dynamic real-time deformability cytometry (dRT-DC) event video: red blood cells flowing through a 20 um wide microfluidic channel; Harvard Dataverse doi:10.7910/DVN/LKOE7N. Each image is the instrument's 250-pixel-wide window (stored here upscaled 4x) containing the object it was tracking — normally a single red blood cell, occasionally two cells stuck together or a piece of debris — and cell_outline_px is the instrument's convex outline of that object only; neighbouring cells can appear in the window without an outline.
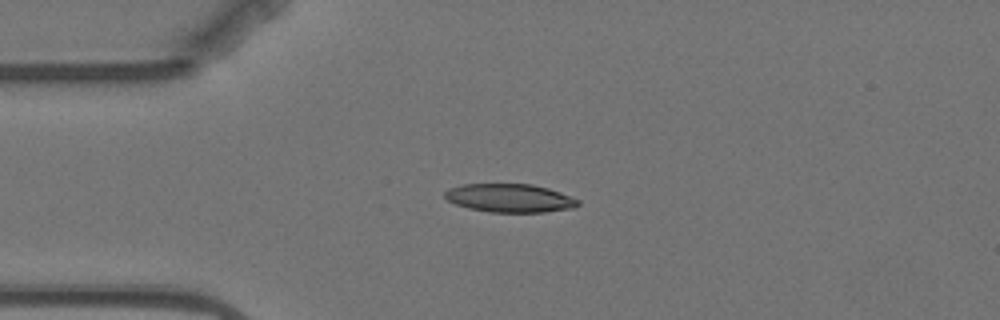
{"species": "Egyptian fruit bat (a non-hibernating species)", "species_latin": "Rousettus aegyptiacus", "temperature_condition": "warm", "stored_images_in_passage": 6, "camera_frame_rate_fps": 3000, "um_per_image_px": 0.085, "animal": {"sex": "female"}, "frame": {"image": 1, "passage_image": 2, "time_ms": 1.0, "image_size_px": [1000, 320], "cell_outline_px": [[580, 204], [572, 208], [544, 212], [488, 212], [468, 208], [456, 204], [448, 200], [444, 196], [444, 192], [448, 188], [460, 184], [532, 184], [548, 188], [560, 192], [580, 200]], "centroid_in_image_um": [43.31, 16.83], "position_along_channel_um": 41.7, "area_um2": 22.14}}
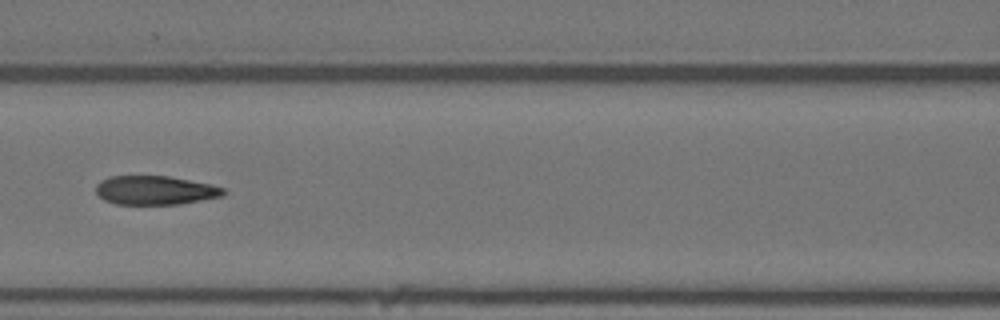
{"frame": {"image": 2, "passage_image": 5, "time_ms": 4.667, "image_size_px": [1000, 320], "cell_outline_px": [[228, 192], [224, 196], [180, 204], [116, 204], [104, 200], [96, 192], [96, 184], [100, 180], [108, 176], [168, 176], [208, 184], [224, 188]], "centroid_in_image_um": [13.18, 16.17], "position_along_channel_um": 153.4, "area_um2": 21.5}}
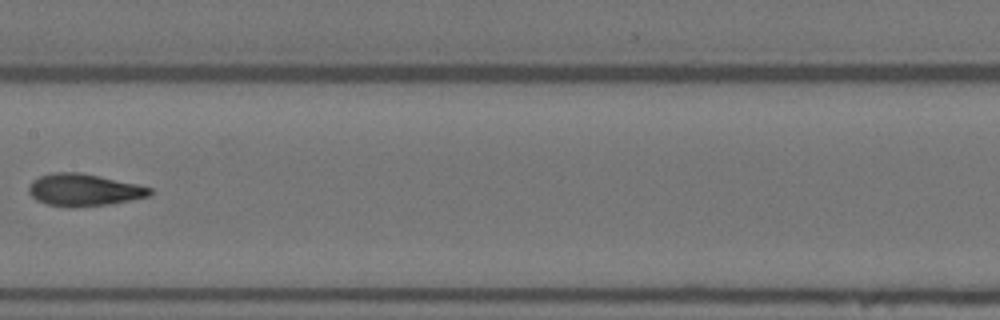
{"frame": {"image": 3, "passage_image": 6, "time_ms": 6.0, "image_size_px": [1000, 320], "cell_outline_px": [[152, 192], [148, 196], [108, 204], [72, 208], [68, 208], [48, 204], [36, 200], [28, 192], [28, 188], [32, 180], [40, 176], [52, 172], [80, 172], [100, 176], [136, 184], [152, 188]], "centroid_in_image_um": [7.08, 16.14], "position_along_channel_um": 200.3, "area_um2": 22.66}}